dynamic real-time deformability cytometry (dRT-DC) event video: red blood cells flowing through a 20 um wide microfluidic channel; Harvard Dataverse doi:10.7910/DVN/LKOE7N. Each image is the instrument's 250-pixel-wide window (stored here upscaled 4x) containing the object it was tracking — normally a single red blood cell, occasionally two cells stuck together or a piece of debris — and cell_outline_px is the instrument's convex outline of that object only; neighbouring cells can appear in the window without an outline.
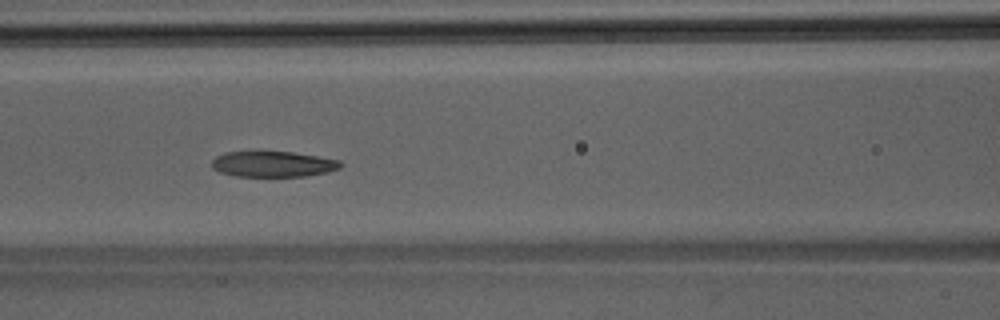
{"species": "Egyptian fruit bat (a non-hibernating species)", "species_latin": "Rousettus aegyptiacus", "temperature_condition": "room temperature", "stored_images_in_passage": 42, "camera_frame_rate_fps": 3000, "um_per_image_px": 0.085, "animal": {"sex": "male"}, "frame": {"image": 1, "passage_image": 16, "time_ms": 5.0, "image_size_px": [1000, 320], "cell_outline_px": [[344, 164], [340, 168], [328, 172], [308, 176], [236, 176], [220, 172], [212, 168], [212, 160], [216, 156], [224, 152], [292, 152], [340, 160]], "centroid_in_image_um": [23.23, 13.95], "position_along_channel_um": 143.4, "area_um2": 19.25}}
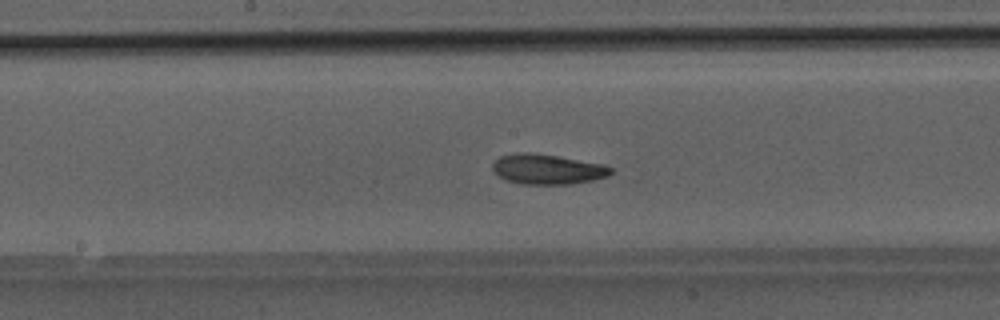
{"frame": {"image": 2, "passage_image": 20, "time_ms": 6.333, "image_size_px": [1000, 320], "cell_outline_px": [[616, 168], [608, 176], [592, 180], [572, 184], [520, 184], [504, 180], [492, 172], [492, 164], [500, 156], [520, 152], [528, 152], [556, 156], [604, 164]], "centroid_in_image_um": [46.52, 14.39], "position_along_channel_um": 201.7, "area_um2": 20.92}}
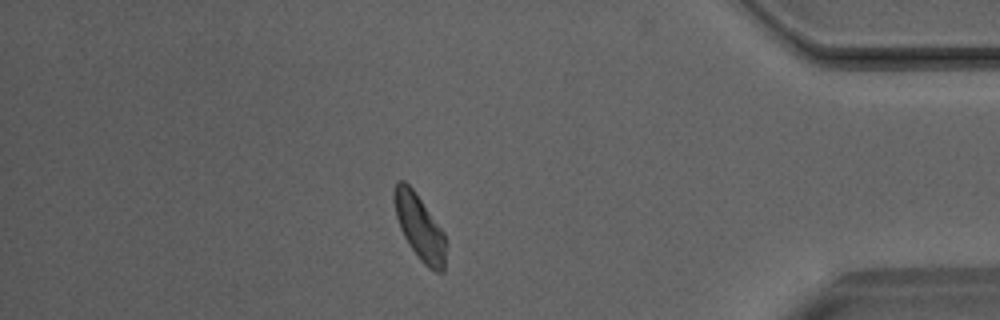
{"frame": {"image": 3, "passage_image": 36, "time_ms": 11.667, "image_size_px": [1000, 320], "cell_outline_px": [[448, 248], [444, 272], [436, 272], [428, 268], [420, 260], [404, 236], [400, 228], [396, 216], [392, 196], [396, 180], [404, 180], [412, 188], [444, 232], [448, 244]], "centroid_in_image_um": [35.69, 19.34], "position_along_channel_um": 399.5, "area_um2": 19.94}}